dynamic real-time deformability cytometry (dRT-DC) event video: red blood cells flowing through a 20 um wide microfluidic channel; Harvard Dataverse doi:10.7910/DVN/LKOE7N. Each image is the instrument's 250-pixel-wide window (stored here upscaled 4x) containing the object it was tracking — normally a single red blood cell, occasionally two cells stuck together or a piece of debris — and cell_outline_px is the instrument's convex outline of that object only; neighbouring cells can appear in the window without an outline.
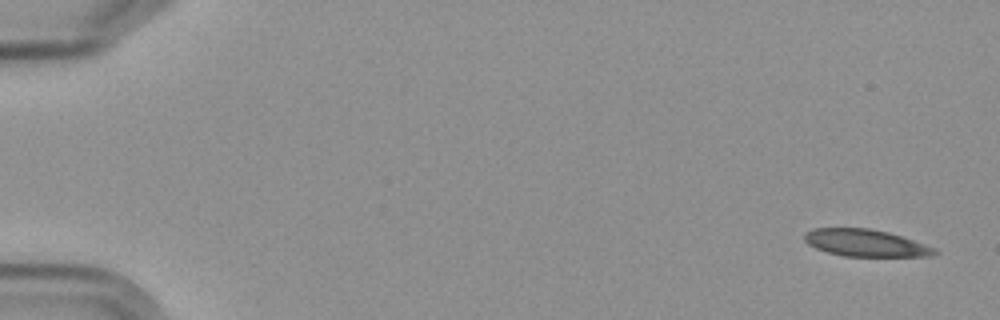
{"species": "Egyptian fruit bat (a non-hibernating species)", "species_latin": "Rousettus aegyptiacus", "temperature_condition": "cold", "stored_images_in_passage": 15, "camera_frame_rate_fps": 3000, "um_per_image_px": 0.085, "frame": {"image": 1, "passage_image": 1, "time_ms": 0.0, "image_size_px": [1000, 320], "cell_outline_px": [[940, 252], [932, 256], [844, 256], [828, 252], [816, 248], [808, 244], [804, 240], [804, 232], [812, 228], [868, 228], [888, 232], [936, 248]], "centroid_in_image_um": [73.55, 20.65], "position_along_channel_um": 11.4, "area_um2": 20.46}}
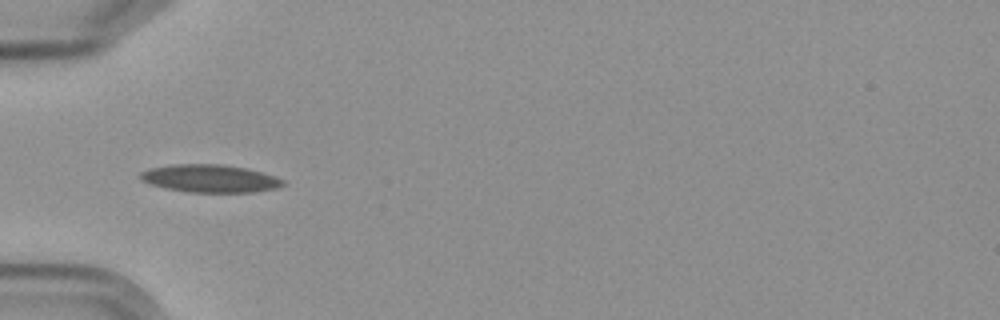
{"frame": {"image": 2, "passage_image": 5, "time_ms": 5.667, "image_size_px": [1000, 320], "cell_outline_px": [[288, 184], [276, 188], [256, 192], [188, 192], [168, 188], [152, 184], [140, 180], [140, 172], [152, 168], [172, 164], [220, 164], [248, 168], [264, 172], [276, 176], [284, 180]], "centroid_in_image_um": [17.93, 15.17], "position_along_channel_um": 67.1, "area_um2": 23.18}}
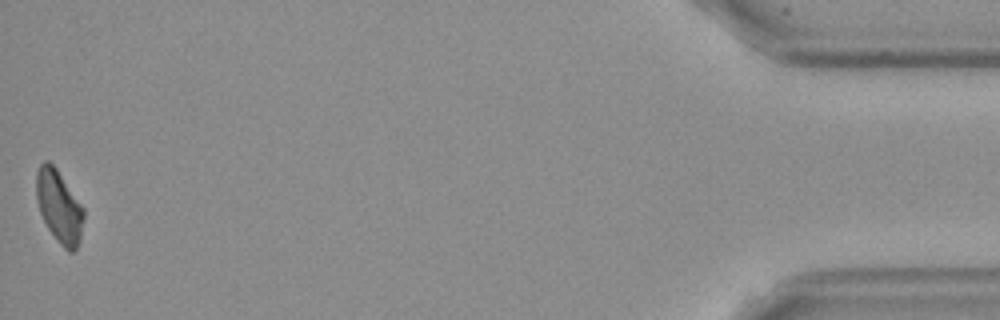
{"frame": {"image": 3, "passage_image": 15, "time_ms": 18.333, "image_size_px": [1000, 320], "cell_outline_px": [[84, 220], [80, 240], [76, 248], [72, 252], [68, 252], [60, 244], [48, 228], [40, 212], [36, 200], [36, 172], [40, 164], [44, 160], [48, 160], [56, 168], [84, 208]], "centroid_in_image_um": [5.02, 17.55], "position_along_channel_um": 430.2, "area_um2": 20.0}, "authors_computed_cell_mechanics": {"area_um2": 21.2704, "velocity_mm_per_s": 3.563, "shape_relaxation_time_tau1_ms": 3.1867, "shape_relaxation_time_tau2_ms": null, "deformation_change_tau1": 0.1156, "deformation_change_tau2": null}}